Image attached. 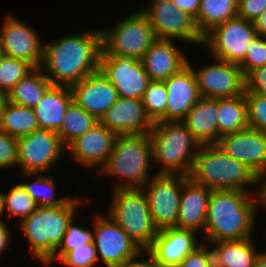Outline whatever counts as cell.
I'll use <instances>...</instances> for the list:
<instances>
[{
    "instance_id": "cell-1",
    "label": "cell",
    "mask_w": 266,
    "mask_h": 267,
    "mask_svg": "<svg viewBox=\"0 0 266 267\" xmlns=\"http://www.w3.org/2000/svg\"><path fill=\"white\" fill-rule=\"evenodd\" d=\"M44 44L41 70L52 85L72 86L99 70L102 52L101 32L87 31ZM45 66V67H44ZM45 68V69H43Z\"/></svg>"
},
{
    "instance_id": "cell-2",
    "label": "cell",
    "mask_w": 266,
    "mask_h": 267,
    "mask_svg": "<svg viewBox=\"0 0 266 267\" xmlns=\"http://www.w3.org/2000/svg\"><path fill=\"white\" fill-rule=\"evenodd\" d=\"M247 194L242 190H212L204 231L209 242L251 238L257 205Z\"/></svg>"
},
{
    "instance_id": "cell-3",
    "label": "cell",
    "mask_w": 266,
    "mask_h": 267,
    "mask_svg": "<svg viewBox=\"0 0 266 267\" xmlns=\"http://www.w3.org/2000/svg\"><path fill=\"white\" fill-rule=\"evenodd\" d=\"M189 178L211 190L246 191L248 185L259 184L244 163L226 155L217 144L200 146Z\"/></svg>"
},
{
    "instance_id": "cell-4",
    "label": "cell",
    "mask_w": 266,
    "mask_h": 267,
    "mask_svg": "<svg viewBox=\"0 0 266 267\" xmlns=\"http://www.w3.org/2000/svg\"><path fill=\"white\" fill-rule=\"evenodd\" d=\"M152 143V161L161 164L157 174L189 176L200 143L182 121H157L149 132ZM195 149V151L191 150Z\"/></svg>"
},
{
    "instance_id": "cell-5",
    "label": "cell",
    "mask_w": 266,
    "mask_h": 267,
    "mask_svg": "<svg viewBox=\"0 0 266 267\" xmlns=\"http://www.w3.org/2000/svg\"><path fill=\"white\" fill-rule=\"evenodd\" d=\"M79 200L71 197L60 206H38L28 217L19 222L27 237L31 252L46 264L62 243L69 223L74 219Z\"/></svg>"
},
{
    "instance_id": "cell-6",
    "label": "cell",
    "mask_w": 266,
    "mask_h": 267,
    "mask_svg": "<svg viewBox=\"0 0 266 267\" xmlns=\"http://www.w3.org/2000/svg\"><path fill=\"white\" fill-rule=\"evenodd\" d=\"M152 156V143L149 133L117 135L107 163L101 167L103 174L124 178L127 183H117L115 189L143 188L148 178Z\"/></svg>"
},
{
    "instance_id": "cell-7",
    "label": "cell",
    "mask_w": 266,
    "mask_h": 267,
    "mask_svg": "<svg viewBox=\"0 0 266 267\" xmlns=\"http://www.w3.org/2000/svg\"><path fill=\"white\" fill-rule=\"evenodd\" d=\"M145 189L114 188V198L109 211L118 224L142 250H147L158 233L152 216Z\"/></svg>"
},
{
    "instance_id": "cell-8",
    "label": "cell",
    "mask_w": 266,
    "mask_h": 267,
    "mask_svg": "<svg viewBox=\"0 0 266 267\" xmlns=\"http://www.w3.org/2000/svg\"><path fill=\"white\" fill-rule=\"evenodd\" d=\"M100 32L101 55L131 56L138 60L157 39L151 23L141 10L126 17L114 29Z\"/></svg>"
},
{
    "instance_id": "cell-9",
    "label": "cell",
    "mask_w": 266,
    "mask_h": 267,
    "mask_svg": "<svg viewBox=\"0 0 266 267\" xmlns=\"http://www.w3.org/2000/svg\"><path fill=\"white\" fill-rule=\"evenodd\" d=\"M257 35L253 21L236 16L209 31L203 37V45L209 46L214 60L238 64Z\"/></svg>"
},
{
    "instance_id": "cell-10",
    "label": "cell",
    "mask_w": 266,
    "mask_h": 267,
    "mask_svg": "<svg viewBox=\"0 0 266 267\" xmlns=\"http://www.w3.org/2000/svg\"><path fill=\"white\" fill-rule=\"evenodd\" d=\"M17 147L18 167L28 178L43 171L49 172L66 148L56 132L45 129L17 138Z\"/></svg>"
},
{
    "instance_id": "cell-11",
    "label": "cell",
    "mask_w": 266,
    "mask_h": 267,
    "mask_svg": "<svg viewBox=\"0 0 266 267\" xmlns=\"http://www.w3.org/2000/svg\"><path fill=\"white\" fill-rule=\"evenodd\" d=\"M188 178L180 174H156L145 185L150 215L158 230L176 226L183 183Z\"/></svg>"
},
{
    "instance_id": "cell-12",
    "label": "cell",
    "mask_w": 266,
    "mask_h": 267,
    "mask_svg": "<svg viewBox=\"0 0 266 267\" xmlns=\"http://www.w3.org/2000/svg\"><path fill=\"white\" fill-rule=\"evenodd\" d=\"M141 11L151 23L157 39H182L188 44L203 45V37L198 32L194 18L178 9L170 0H153Z\"/></svg>"
},
{
    "instance_id": "cell-13",
    "label": "cell",
    "mask_w": 266,
    "mask_h": 267,
    "mask_svg": "<svg viewBox=\"0 0 266 267\" xmlns=\"http://www.w3.org/2000/svg\"><path fill=\"white\" fill-rule=\"evenodd\" d=\"M99 69L113 84L118 97L141 99L151 82L142 61L131 56L100 55Z\"/></svg>"
},
{
    "instance_id": "cell-14",
    "label": "cell",
    "mask_w": 266,
    "mask_h": 267,
    "mask_svg": "<svg viewBox=\"0 0 266 267\" xmlns=\"http://www.w3.org/2000/svg\"><path fill=\"white\" fill-rule=\"evenodd\" d=\"M94 220V245L97 258L106 267H122L130 258L142 253V249L111 218L96 216ZM96 237V238H95Z\"/></svg>"
},
{
    "instance_id": "cell-15",
    "label": "cell",
    "mask_w": 266,
    "mask_h": 267,
    "mask_svg": "<svg viewBox=\"0 0 266 267\" xmlns=\"http://www.w3.org/2000/svg\"><path fill=\"white\" fill-rule=\"evenodd\" d=\"M193 72L201 97H234L245 92V76L237 63L217 59L215 64Z\"/></svg>"
},
{
    "instance_id": "cell-16",
    "label": "cell",
    "mask_w": 266,
    "mask_h": 267,
    "mask_svg": "<svg viewBox=\"0 0 266 267\" xmlns=\"http://www.w3.org/2000/svg\"><path fill=\"white\" fill-rule=\"evenodd\" d=\"M217 146L244 163L258 178L266 171V134L249 127L221 136Z\"/></svg>"
},
{
    "instance_id": "cell-17",
    "label": "cell",
    "mask_w": 266,
    "mask_h": 267,
    "mask_svg": "<svg viewBox=\"0 0 266 267\" xmlns=\"http://www.w3.org/2000/svg\"><path fill=\"white\" fill-rule=\"evenodd\" d=\"M3 55L30 63L34 68L41 67L44 43L32 28L16 17L8 16L0 32Z\"/></svg>"
},
{
    "instance_id": "cell-18",
    "label": "cell",
    "mask_w": 266,
    "mask_h": 267,
    "mask_svg": "<svg viewBox=\"0 0 266 267\" xmlns=\"http://www.w3.org/2000/svg\"><path fill=\"white\" fill-rule=\"evenodd\" d=\"M71 89L73 100L97 120L118 99L117 90L100 69L73 84Z\"/></svg>"
},
{
    "instance_id": "cell-19",
    "label": "cell",
    "mask_w": 266,
    "mask_h": 267,
    "mask_svg": "<svg viewBox=\"0 0 266 267\" xmlns=\"http://www.w3.org/2000/svg\"><path fill=\"white\" fill-rule=\"evenodd\" d=\"M116 135L149 133L153 122L148 117L142 99L118 97L99 120Z\"/></svg>"
},
{
    "instance_id": "cell-20",
    "label": "cell",
    "mask_w": 266,
    "mask_h": 267,
    "mask_svg": "<svg viewBox=\"0 0 266 267\" xmlns=\"http://www.w3.org/2000/svg\"><path fill=\"white\" fill-rule=\"evenodd\" d=\"M164 85L167 91L165 122L182 121L201 97L189 62L180 71L164 80Z\"/></svg>"
},
{
    "instance_id": "cell-21",
    "label": "cell",
    "mask_w": 266,
    "mask_h": 267,
    "mask_svg": "<svg viewBox=\"0 0 266 267\" xmlns=\"http://www.w3.org/2000/svg\"><path fill=\"white\" fill-rule=\"evenodd\" d=\"M117 135L100 122L96 123L85 134L76 137L66 147L75 160L83 166L102 167L107 163L113 150Z\"/></svg>"
},
{
    "instance_id": "cell-22",
    "label": "cell",
    "mask_w": 266,
    "mask_h": 267,
    "mask_svg": "<svg viewBox=\"0 0 266 267\" xmlns=\"http://www.w3.org/2000/svg\"><path fill=\"white\" fill-rule=\"evenodd\" d=\"M194 231L169 227L160 229L147 249L163 267H176L197 246Z\"/></svg>"
},
{
    "instance_id": "cell-23",
    "label": "cell",
    "mask_w": 266,
    "mask_h": 267,
    "mask_svg": "<svg viewBox=\"0 0 266 267\" xmlns=\"http://www.w3.org/2000/svg\"><path fill=\"white\" fill-rule=\"evenodd\" d=\"M151 81H164L187 65L172 39H156L141 59Z\"/></svg>"
},
{
    "instance_id": "cell-24",
    "label": "cell",
    "mask_w": 266,
    "mask_h": 267,
    "mask_svg": "<svg viewBox=\"0 0 266 267\" xmlns=\"http://www.w3.org/2000/svg\"><path fill=\"white\" fill-rule=\"evenodd\" d=\"M212 190L188 178L183 183L176 228L198 231L204 229L208 201Z\"/></svg>"
},
{
    "instance_id": "cell-25",
    "label": "cell",
    "mask_w": 266,
    "mask_h": 267,
    "mask_svg": "<svg viewBox=\"0 0 266 267\" xmlns=\"http://www.w3.org/2000/svg\"><path fill=\"white\" fill-rule=\"evenodd\" d=\"M217 115L218 98L200 97L182 122L200 145L217 144L220 139Z\"/></svg>"
},
{
    "instance_id": "cell-26",
    "label": "cell",
    "mask_w": 266,
    "mask_h": 267,
    "mask_svg": "<svg viewBox=\"0 0 266 267\" xmlns=\"http://www.w3.org/2000/svg\"><path fill=\"white\" fill-rule=\"evenodd\" d=\"M73 101L71 86L53 85L33 108L39 129L58 132Z\"/></svg>"
},
{
    "instance_id": "cell-27",
    "label": "cell",
    "mask_w": 266,
    "mask_h": 267,
    "mask_svg": "<svg viewBox=\"0 0 266 267\" xmlns=\"http://www.w3.org/2000/svg\"><path fill=\"white\" fill-rule=\"evenodd\" d=\"M213 267H252L260 253H256L251 238L213 242ZM255 250V251H254Z\"/></svg>"
},
{
    "instance_id": "cell-28",
    "label": "cell",
    "mask_w": 266,
    "mask_h": 267,
    "mask_svg": "<svg viewBox=\"0 0 266 267\" xmlns=\"http://www.w3.org/2000/svg\"><path fill=\"white\" fill-rule=\"evenodd\" d=\"M52 86L41 68L37 67L6 94V100L16 105L34 108Z\"/></svg>"
},
{
    "instance_id": "cell-29",
    "label": "cell",
    "mask_w": 266,
    "mask_h": 267,
    "mask_svg": "<svg viewBox=\"0 0 266 267\" xmlns=\"http://www.w3.org/2000/svg\"><path fill=\"white\" fill-rule=\"evenodd\" d=\"M219 137L249 128L245 95L218 98Z\"/></svg>"
},
{
    "instance_id": "cell-30",
    "label": "cell",
    "mask_w": 266,
    "mask_h": 267,
    "mask_svg": "<svg viewBox=\"0 0 266 267\" xmlns=\"http://www.w3.org/2000/svg\"><path fill=\"white\" fill-rule=\"evenodd\" d=\"M237 10L238 0H201L194 18L196 28L204 37L215 26L236 17Z\"/></svg>"
},
{
    "instance_id": "cell-31",
    "label": "cell",
    "mask_w": 266,
    "mask_h": 267,
    "mask_svg": "<svg viewBox=\"0 0 266 267\" xmlns=\"http://www.w3.org/2000/svg\"><path fill=\"white\" fill-rule=\"evenodd\" d=\"M39 129L33 108L24 107L5 101L1 111L0 130L19 138Z\"/></svg>"
},
{
    "instance_id": "cell-32",
    "label": "cell",
    "mask_w": 266,
    "mask_h": 267,
    "mask_svg": "<svg viewBox=\"0 0 266 267\" xmlns=\"http://www.w3.org/2000/svg\"><path fill=\"white\" fill-rule=\"evenodd\" d=\"M98 122L99 120L86 112L73 100L67 107L62 126L57 134L62 143L67 146L76 137L85 134Z\"/></svg>"
},
{
    "instance_id": "cell-33",
    "label": "cell",
    "mask_w": 266,
    "mask_h": 267,
    "mask_svg": "<svg viewBox=\"0 0 266 267\" xmlns=\"http://www.w3.org/2000/svg\"><path fill=\"white\" fill-rule=\"evenodd\" d=\"M2 210L14 216H21L20 221L31 215L37 208V202L25 191L20 184L13 186L8 194L0 193Z\"/></svg>"
},
{
    "instance_id": "cell-34",
    "label": "cell",
    "mask_w": 266,
    "mask_h": 267,
    "mask_svg": "<svg viewBox=\"0 0 266 267\" xmlns=\"http://www.w3.org/2000/svg\"><path fill=\"white\" fill-rule=\"evenodd\" d=\"M33 69L26 61L3 55L0 59V93L6 95Z\"/></svg>"
},
{
    "instance_id": "cell-35",
    "label": "cell",
    "mask_w": 266,
    "mask_h": 267,
    "mask_svg": "<svg viewBox=\"0 0 266 267\" xmlns=\"http://www.w3.org/2000/svg\"><path fill=\"white\" fill-rule=\"evenodd\" d=\"M150 120L165 122L167 91L164 81H151L141 98Z\"/></svg>"
},
{
    "instance_id": "cell-36",
    "label": "cell",
    "mask_w": 266,
    "mask_h": 267,
    "mask_svg": "<svg viewBox=\"0 0 266 267\" xmlns=\"http://www.w3.org/2000/svg\"><path fill=\"white\" fill-rule=\"evenodd\" d=\"M55 181L49 176H38L33 183H22V188L37 202L38 206H60L65 204L71 197L55 199ZM54 193V195L52 194Z\"/></svg>"
},
{
    "instance_id": "cell-37",
    "label": "cell",
    "mask_w": 266,
    "mask_h": 267,
    "mask_svg": "<svg viewBox=\"0 0 266 267\" xmlns=\"http://www.w3.org/2000/svg\"><path fill=\"white\" fill-rule=\"evenodd\" d=\"M73 221L74 219H72V221L69 223L67 231L63 236L61 245L55 251L54 256L46 263V265L51 264L54 259L60 260L68 251L73 250L76 247L94 242L95 234L85 228L74 226Z\"/></svg>"
},
{
    "instance_id": "cell-38",
    "label": "cell",
    "mask_w": 266,
    "mask_h": 267,
    "mask_svg": "<svg viewBox=\"0 0 266 267\" xmlns=\"http://www.w3.org/2000/svg\"><path fill=\"white\" fill-rule=\"evenodd\" d=\"M249 127L266 134V96L244 92Z\"/></svg>"
},
{
    "instance_id": "cell-39",
    "label": "cell",
    "mask_w": 266,
    "mask_h": 267,
    "mask_svg": "<svg viewBox=\"0 0 266 267\" xmlns=\"http://www.w3.org/2000/svg\"><path fill=\"white\" fill-rule=\"evenodd\" d=\"M266 64V37L257 35L247 48L245 57L238 63L244 76Z\"/></svg>"
},
{
    "instance_id": "cell-40",
    "label": "cell",
    "mask_w": 266,
    "mask_h": 267,
    "mask_svg": "<svg viewBox=\"0 0 266 267\" xmlns=\"http://www.w3.org/2000/svg\"><path fill=\"white\" fill-rule=\"evenodd\" d=\"M94 242L68 251L59 261L68 267H91L97 261Z\"/></svg>"
},
{
    "instance_id": "cell-41",
    "label": "cell",
    "mask_w": 266,
    "mask_h": 267,
    "mask_svg": "<svg viewBox=\"0 0 266 267\" xmlns=\"http://www.w3.org/2000/svg\"><path fill=\"white\" fill-rule=\"evenodd\" d=\"M18 166L17 138L0 130V169Z\"/></svg>"
},
{
    "instance_id": "cell-42",
    "label": "cell",
    "mask_w": 266,
    "mask_h": 267,
    "mask_svg": "<svg viewBox=\"0 0 266 267\" xmlns=\"http://www.w3.org/2000/svg\"><path fill=\"white\" fill-rule=\"evenodd\" d=\"M205 246H197L176 267H213L212 251Z\"/></svg>"
},
{
    "instance_id": "cell-43",
    "label": "cell",
    "mask_w": 266,
    "mask_h": 267,
    "mask_svg": "<svg viewBox=\"0 0 266 267\" xmlns=\"http://www.w3.org/2000/svg\"><path fill=\"white\" fill-rule=\"evenodd\" d=\"M245 92L266 96V64L245 76Z\"/></svg>"
},
{
    "instance_id": "cell-44",
    "label": "cell",
    "mask_w": 266,
    "mask_h": 267,
    "mask_svg": "<svg viewBox=\"0 0 266 267\" xmlns=\"http://www.w3.org/2000/svg\"><path fill=\"white\" fill-rule=\"evenodd\" d=\"M266 9V0H238L237 16L254 21Z\"/></svg>"
},
{
    "instance_id": "cell-45",
    "label": "cell",
    "mask_w": 266,
    "mask_h": 267,
    "mask_svg": "<svg viewBox=\"0 0 266 267\" xmlns=\"http://www.w3.org/2000/svg\"><path fill=\"white\" fill-rule=\"evenodd\" d=\"M178 9L187 12L195 18L198 14L201 0H170Z\"/></svg>"
},
{
    "instance_id": "cell-46",
    "label": "cell",
    "mask_w": 266,
    "mask_h": 267,
    "mask_svg": "<svg viewBox=\"0 0 266 267\" xmlns=\"http://www.w3.org/2000/svg\"><path fill=\"white\" fill-rule=\"evenodd\" d=\"M149 255V259L137 261L135 258L139 257L138 255L130 258L122 267H163L158 260L148 251L144 250Z\"/></svg>"
},
{
    "instance_id": "cell-47",
    "label": "cell",
    "mask_w": 266,
    "mask_h": 267,
    "mask_svg": "<svg viewBox=\"0 0 266 267\" xmlns=\"http://www.w3.org/2000/svg\"><path fill=\"white\" fill-rule=\"evenodd\" d=\"M253 22L257 34L266 37V9Z\"/></svg>"
},
{
    "instance_id": "cell-48",
    "label": "cell",
    "mask_w": 266,
    "mask_h": 267,
    "mask_svg": "<svg viewBox=\"0 0 266 267\" xmlns=\"http://www.w3.org/2000/svg\"><path fill=\"white\" fill-rule=\"evenodd\" d=\"M7 226L4 224V222L0 223V254L2 251H5L6 247L8 246L7 244L10 241V234Z\"/></svg>"
},
{
    "instance_id": "cell-49",
    "label": "cell",
    "mask_w": 266,
    "mask_h": 267,
    "mask_svg": "<svg viewBox=\"0 0 266 267\" xmlns=\"http://www.w3.org/2000/svg\"><path fill=\"white\" fill-rule=\"evenodd\" d=\"M265 177H266V171L262 175H260L259 183L265 181L264 180ZM259 187H260V189L258 190V192L254 193L255 194L254 199L255 200L257 199L259 202L261 201V203H263L265 205L266 204V181H265V183H263V186H259Z\"/></svg>"
},
{
    "instance_id": "cell-50",
    "label": "cell",
    "mask_w": 266,
    "mask_h": 267,
    "mask_svg": "<svg viewBox=\"0 0 266 267\" xmlns=\"http://www.w3.org/2000/svg\"><path fill=\"white\" fill-rule=\"evenodd\" d=\"M252 267H266V253H260Z\"/></svg>"
},
{
    "instance_id": "cell-51",
    "label": "cell",
    "mask_w": 266,
    "mask_h": 267,
    "mask_svg": "<svg viewBox=\"0 0 266 267\" xmlns=\"http://www.w3.org/2000/svg\"><path fill=\"white\" fill-rule=\"evenodd\" d=\"M5 101H6V95L0 93V123H1V111Z\"/></svg>"
},
{
    "instance_id": "cell-52",
    "label": "cell",
    "mask_w": 266,
    "mask_h": 267,
    "mask_svg": "<svg viewBox=\"0 0 266 267\" xmlns=\"http://www.w3.org/2000/svg\"><path fill=\"white\" fill-rule=\"evenodd\" d=\"M2 213H3V210H2V201H1V196H0V217L2 216ZM3 222L1 219H0V223Z\"/></svg>"
},
{
    "instance_id": "cell-53",
    "label": "cell",
    "mask_w": 266,
    "mask_h": 267,
    "mask_svg": "<svg viewBox=\"0 0 266 267\" xmlns=\"http://www.w3.org/2000/svg\"><path fill=\"white\" fill-rule=\"evenodd\" d=\"M2 56H3V51H2V46L0 44V59H1Z\"/></svg>"
}]
</instances>
